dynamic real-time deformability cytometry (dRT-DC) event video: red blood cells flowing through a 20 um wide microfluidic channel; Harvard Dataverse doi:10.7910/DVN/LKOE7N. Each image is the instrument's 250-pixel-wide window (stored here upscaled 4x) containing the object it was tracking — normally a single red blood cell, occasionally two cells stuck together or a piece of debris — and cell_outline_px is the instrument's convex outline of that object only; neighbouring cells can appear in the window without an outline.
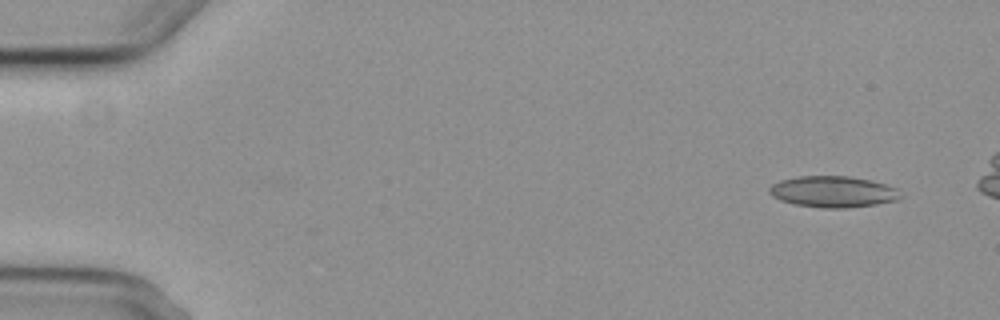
{"species": "common noctule bat (a hibernating species)", "species_latin": "Nyctalus noctula", "temperature_condition": "cold", "stored_images_in_passage": 5, "camera_frame_rate_fps": 3000, "um_per_image_px": 0.085, "animal": {"sex": "female", "body_mass_g": 29.2, "forearm_length_mm": 56.3}, "frame": {"image": 1, "passage_image": 5, "time_ms": 5.0, "image_size_px": [1000, 320], "cell_outline_px": [[904, 196], [896, 200], [876, 204], [844, 208], [824, 208], [796, 204], [780, 200], [772, 196], [768, 192], [768, 188], [772, 184], [780, 180], [800, 176], [848, 176], [868, 180], [884, 184], [896, 188]], "centroid_in_image_um": [70.79, 16.29], "position_along_channel_um": 14.2, "area_um2": 23.76}}